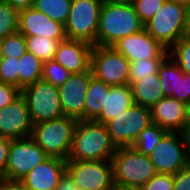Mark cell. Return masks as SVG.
<instances>
[{
  "label": "cell",
  "mask_w": 190,
  "mask_h": 190,
  "mask_svg": "<svg viewBox=\"0 0 190 190\" xmlns=\"http://www.w3.org/2000/svg\"><path fill=\"white\" fill-rule=\"evenodd\" d=\"M144 29L132 2L104 0L98 21L97 46H112L118 40Z\"/></svg>",
  "instance_id": "obj_1"
},
{
  "label": "cell",
  "mask_w": 190,
  "mask_h": 190,
  "mask_svg": "<svg viewBox=\"0 0 190 190\" xmlns=\"http://www.w3.org/2000/svg\"><path fill=\"white\" fill-rule=\"evenodd\" d=\"M116 149L103 123L78 120L67 160H112Z\"/></svg>",
  "instance_id": "obj_2"
},
{
  "label": "cell",
  "mask_w": 190,
  "mask_h": 190,
  "mask_svg": "<svg viewBox=\"0 0 190 190\" xmlns=\"http://www.w3.org/2000/svg\"><path fill=\"white\" fill-rule=\"evenodd\" d=\"M78 119L62 116L33 125L31 138L49 156L67 160Z\"/></svg>",
  "instance_id": "obj_3"
},
{
  "label": "cell",
  "mask_w": 190,
  "mask_h": 190,
  "mask_svg": "<svg viewBox=\"0 0 190 190\" xmlns=\"http://www.w3.org/2000/svg\"><path fill=\"white\" fill-rule=\"evenodd\" d=\"M187 9L184 4L166 0L144 28L149 35L169 50L183 37Z\"/></svg>",
  "instance_id": "obj_4"
},
{
  "label": "cell",
  "mask_w": 190,
  "mask_h": 190,
  "mask_svg": "<svg viewBox=\"0 0 190 190\" xmlns=\"http://www.w3.org/2000/svg\"><path fill=\"white\" fill-rule=\"evenodd\" d=\"M114 184L142 187L157 172L149 156L129 147H117L112 156Z\"/></svg>",
  "instance_id": "obj_5"
},
{
  "label": "cell",
  "mask_w": 190,
  "mask_h": 190,
  "mask_svg": "<svg viewBox=\"0 0 190 190\" xmlns=\"http://www.w3.org/2000/svg\"><path fill=\"white\" fill-rule=\"evenodd\" d=\"M21 96L26 101L33 124L63 116L58 87L43 79L25 86Z\"/></svg>",
  "instance_id": "obj_6"
},
{
  "label": "cell",
  "mask_w": 190,
  "mask_h": 190,
  "mask_svg": "<svg viewBox=\"0 0 190 190\" xmlns=\"http://www.w3.org/2000/svg\"><path fill=\"white\" fill-rule=\"evenodd\" d=\"M104 0H72L65 26L67 39L96 45L99 14Z\"/></svg>",
  "instance_id": "obj_7"
},
{
  "label": "cell",
  "mask_w": 190,
  "mask_h": 190,
  "mask_svg": "<svg viewBox=\"0 0 190 190\" xmlns=\"http://www.w3.org/2000/svg\"><path fill=\"white\" fill-rule=\"evenodd\" d=\"M66 174L80 190H112L114 185L111 160H66Z\"/></svg>",
  "instance_id": "obj_8"
},
{
  "label": "cell",
  "mask_w": 190,
  "mask_h": 190,
  "mask_svg": "<svg viewBox=\"0 0 190 190\" xmlns=\"http://www.w3.org/2000/svg\"><path fill=\"white\" fill-rule=\"evenodd\" d=\"M90 68L96 79L108 85L129 84L130 61L112 46L94 45Z\"/></svg>",
  "instance_id": "obj_9"
},
{
  "label": "cell",
  "mask_w": 190,
  "mask_h": 190,
  "mask_svg": "<svg viewBox=\"0 0 190 190\" xmlns=\"http://www.w3.org/2000/svg\"><path fill=\"white\" fill-rule=\"evenodd\" d=\"M152 123L148 107L133 104L104 125L116 147L132 146L139 133Z\"/></svg>",
  "instance_id": "obj_10"
},
{
  "label": "cell",
  "mask_w": 190,
  "mask_h": 190,
  "mask_svg": "<svg viewBox=\"0 0 190 190\" xmlns=\"http://www.w3.org/2000/svg\"><path fill=\"white\" fill-rule=\"evenodd\" d=\"M48 157L31 137L11 140L4 178L21 180Z\"/></svg>",
  "instance_id": "obj_11"
},
{
  "label": "cell",
  "mask_w": 190,
  "mask_h": 190,
  "mask_svg": "<svg viewBox=\"0 0 190 190\" xmlns=\"http://www.w3.org/2000/svg\"><path fill=\"white\" fill-rule=\"evenodd\" d=\"M157 174L175 175L189 162L190 156L177 132H167L149 155Z\"/></svg>",
  "instance_id": "obj_12"
},
{
  "label": "cell",
  "mask_w": 190,
  "mask_h": 190,
  "mask_svg": "<svg viewBox=\"0 0 190 190\" xmlns=\"http://www.w3.org/2000/svg\"><path fill=\"white\" fill-rule=\"evenodd\" d=\"M112 47L130 62L139 59H165L169 55L168 49L149 35L145 28L118 40Z\"/></svg>",
  "instance_id": "obj_13"
},
{
  "label": "cell",
  "mask_w": 190,
  "mask_h": 190,
  "mask_svg": "<svg viewBox=\"0 0 190 190\" xmlns=\"http://www.w3.org/2000/svg\"><path fill=\"white\" fill-rule=\"evenodd\" d=\"M91 68L82 73L71 74L67 81L58 87L63 116L84 120V104Z\"/></svg>",
  "instance_id": "obj_14"
},
{
  "label": "cell",
  "mask_w": 190,
  "mask_h": 190,
  "mask_svg": "<svg viewBox=\"0 0 190 190\" xmlns=\"http://www.w3.org/2000/svg\"><path fill=\"white\" fill-rule=\"evenodd\" d=\"M33 125L22 96L0 109V137L10 140L31 137Z\"/></svg>",
  "instance_id": "obj_15"
},
{
  "label": "cell",
  "mask_w": 190,
  "mask_h": 190,
  "mask_svg": "<svg viewBox=\"0 0 190 190\" xmlns=\"http://www.w3.org/2000/svg\"><path fill=\"white\" fill-rule=\"evenodd\" d=\"M18 32L24 36H43L66 40L65 26L53 21L46 14L29 7L19 10Z\"/></svg>",
  "instance_id": "obj_16"
},
{
  "label": "cell",
  "mask_w": 190,
  "mask_h": 190,
  "mask_svg": "<svg viewBox=\"0 0 190 190\" xmlns=\"http://www.w3.org/2000/svg\"><path fill=\"white\" fill-rule=\"evenodd\" d=\"M66 173V160L48 157L20 181L29 190H55Z\"/></svg>",
  "instance_id": "obj_17"
},
{
  "label": "cell",
  "mask_w": 190,
  "mask_h": 190,
  "mask_svg": "<svg viewBox=\"0 0 190 190\" xmlns=\"http://www.w3.org/2000/svg\"><path fill=\"white\" fill-rule=\"evenodd\" d=\"M165 97H172L190 107V75L184 73L178 64L167 56L158 72Z\"/></svg>",
  "instance_id": "obj_18"
},
{
  "label": "cell",
  "mask_w": 190,
  "mask_h": 190,
  "mask_svg": "<svg viewBox=\"0 0 190 190\" xmlns=\"http://www.w3.org/2000/svg\"><path fill=\"white\" fill-rule=\"evenodd\" d=\"M93 45L81 40L66 39L58 44L54 60L72 74L90 69Z\"/></svg>",
  "instance_id": "obj_19"
},
{
  "label": "cell",
  "mask_w": 190,
  "mask_h": 190,
  "mask_svg": "<svg viewBox=\"0 0 190 190\" xmlns=\"http://www.w3.org/2000/svg\"><path fill=\"white\" fill-rule=\"evenodd\" d=\"M152 123L167 132H177L186 121L190 107L175 98L164 97L150 108Z\"/></svg>",
  "instance_id": "obj_20"
},
{
  "label": "cell",
  "mask_w": 190,
  "mask_h": 190,
  "mask_svg": "<svg viewBox=\"0 0 190 190\" xmlns=\"http://www.w3.org/2000/svg\"><path fill=\"white\" fill-rule=\"evenodd\" d=\"M133 104L135 103L129 84L111 86L106 95L105 105L101 114L95 121L105 124Z\"/></svg>",
  "instance_id": "obj_21"
},
{
  "label": "cell",
  "mask_w": 190,
  "mask_h": 190,
  "mask_svg": "<svg viewBox=\"0 0 190 190\" xmlns=\"http://www.w3.org/2000/svg\"><path fill=\"white\" fill-rule=\"evenodd\" d=\"M134 103L150 108L165 97L164 89L158 73L146 77H140L139 81L129 83Z\"/></svg>",
  "instance_id": "obj_22"
},
{
  "label": "cell",
  "mask_w": 190,
  "mask_h": 190,
  "mask_svg": "<svg viewBox=\"0 0 190 190\" xmlns=\"http://www.w3.org/2000/svg\"><path fill=\"white\" fill-rule=\"evenodd\" d=\"M110 87L111 85L96 79L94 76L90 78L84 100V120H96L100 116Z\"/></svg>",
  "instance_id": "obj_23"
},
{
  "label": "cell",
  "mask_w": 190,
  "mask_h": 190,
  "mask_svg": "<svg viewBox=\"0 0 190 190\" xmlns=\"http://www.w3.org/2000/svg\"><path fill=\"white\" fill-rule=\"evenodd\" d=\"M19 73V89L36 82L41 79L43 62L39 60L34 54L26 51L18 62Z\"/></svg>",
  "instance_id": "obj_24"
},
{
  "label": "cell",
  "mask_w": 190,
  "mask_h": 190,
  "mask_svg": "<svg viewBox=\"0 0 190 190\" xmlns=\"http://www.w3.org/2000/svg\"><path fill=\"white\" fill-rule=\"evenodd\" d=\"M72 0H34L32 7L46 14L53 21L66 24Z\"/></svg>",
  "instance_id": "obj_25"
},
{
  "label": "cell",
  "mask_w": 190,
  "mask_h": 190,
  "mask_svg": "<svg viewBox=\"0 0 190 190\" xmlns=\"http://www.w3.org/2000/svg\"><path fill=\"white\" fill-rule=\"evenodd\" d=\"M27 51L42 62L54 59L58 44L64 40L50 39L43 36H24Z\"/></svg>",
  "instance_id": "obj_26"
},
{
  "label": "cell",
  "mask_w": 190,
  "mask_h": 190,
  "mask_svg": "<svg viewBox=\"0 0 190 190\" xmlns=\"http://www.w3.org/2000/svg\"><path fill=\"white\" fill-rule=\"evenodd\" d=\"M166 133L167 131L165 129L157 124L151 123L139 133L131 147L139 153L149 156Z\"/></svg>",
  "instance_id": "obj_27"
},
{
  "label": "cell",
  "mask_w": 190,
  "mask_h": 190,
  "mask_svg": "<svg viewBox=\"0 0 190 190\" xmlns=\"http://www.w3.org/2000/svg\"><path fill=\"white\" fill-rule=\"evenodd\" d=\"M19 11L4 0L0 1V38L18 32Z\"/></svg>",
  "instance_id": "obj_28"
},
{
  "label": "cell",
  "mask_w": 190,
  "mask_h": 190,
  "mask_svg": "<svg viewBox=\"0 0 190 190\" xmlns=\"http://www.w3.org/2000/svg\"><path fill=\"white\" fill-rule=\"evenodd\" d=\"M164 59H139L130 62L129 83H135L140 77L158 73Z\"/></svg>",
  "instance_id": "obj_29"
},
{
  "label": "cell",
  "mask_w": 190,
  "mask_h": 190,
  "mask_svg": "<svg viewBox=\"0 0 190 190\" xmlns=\"http://www.w3.org/2000/svg\"><path fill=\"white\" fill-rule=\"evenodd\" d=\"M72 73L54 59L43 62L41 79L59 87L63 85Z\"/></svg>",
  "instance_id": "obj_30"
},
{
  "label": "cell",
  "mask_w": 190,
  "mask_h": 190,
  "mask_svg": "<svg viewBox=\"0 0 190 190\" xmlns=\"http://www.w3.org/2000/svg\"><path fill=\"white\" fill-rule=\"evenodd\" d=\"M27 51L24 35L19 32L2 39L0 56L20 58Z\"/></svg>",
  "instance_id": "obj_31"
},
{
  "label": "cell",
  "mask_w": 190,
  "mask_h": 190,
  "mask_svg": "<svg viewBox=\"0 0 190 190\" xmlns=\"http://www.w3.org/2000/svg\"><path fill=\"white\" fill-rule=\"evenodd\" d=\"M168 53L180 69L190 75V39L185 37L180 38L168 50Z\"/></svg>",
  "instance_id": "obj_32"
},
{
  "label": "cell",
  "mask_w": 190,
  "mask_h": 190,
  "mask_svg": "<svg viewBox=\"0 0 190 190\" xmlns=\"http://www.w3.org/2000/svg\"><path fill=\"white\" fill-rule=\"evenodd\" d=\"M18 58L0 56V82L19 88Z\"/></svg>",
  "instance_id": "obj_33"
},
{
  "label": "cell",
  "mask_w": 190,
  "mask_h": 190,
  "mask_svg": "<svg viewBox=\"0 0 190 190\" xmlns=\"http://www.w3.org/2000/svg\"><path fill=\"white\" fill-rule=\"evenodd\" d=\"M166 0H132L136 14L145 25L162 7Z\"/></svg>",
  "instance_id": "obj_34"
},
{
  "label": "cell",
  "mask_w": 190,
  "mask_h": 190,
  "mask_svg": "<svg viewBox=\"0 0 190 190\" xmlns=\"http://www.w3.org/2000/svg\"><path fill=\"white\" fill-rule=\"evenodd\" d=\"M174 184V175L156 174L142 188L143 190H172Z\"/></svg>",
  "instance_id": "obj_35"
},
{
  "label": "cell",
  "mask_w": 190,
  "mask_h": 190,
  "mask_svg": "<svg viewBox=\"0 0 190 190\" xmlns=\"http://www.w3.org/2000/svg\"><path fill=\"white\" fill-rule=\"evenodd\" d=\"M21 96V89L18 87L0 82V109Z\"/></svg>",
  "instance_id": "obj_36"
},
{
  "label": "cell",
  "mask_w": 190,
  "mask_h": 190,
  "mask_svg": "<svg viewBox=\"0 0 190 190\" xmlns=\"http://www.w3.org/2000/svg\"><path fill=\"white\" fill-rule=\"evenodd\" d=\"M172 190H190V162L174 175Z\"/></svg>",
  "instance_id": "obj_37"
},
{
  "label": "cell",
  "mask_w": 190,
  "mask_h": 190,
  "mask_svg": "<svg viewBox=\"0 0 190 190\" xmlns=\"http://www.w3.org/2000/svg\"><path fill=\"white\" fill-rule=\"evenodd\" d=\"M10 139L0 137V178H4Z\"/></svg>",
  "instance_id": "obj_38"
},
{
  "label": "cell",
  "mask_w": 190,
  "mask_h": 190,
  "mask_svg": "<svg viewBox=\"0 0 190 190\" xmlns=\"http://www.w3.org/2000/svg\"><path fill=\"white\" fill-rule=\"evenodd\" d=\"M177 133L180 137L181 143L190 156V112L183 126L177 131Z\"/></svg>",
  "instance_id": "obj_39"
},
{
  "label": "cell",
  "mask_w": 190,
  "mask_h": 190,
  "mask_svg": "<svg viewBox=\"0 0 190 190\" xmlns=\"http://www.w3.org/2000/svg\"><path fill=\"white\" fill-rule=\"evenodd\" d=\"M0 190H29L20 180L0 178Z\"/></svg>",
  "instance_id": "obj_40"
},
{
  "label": "cell",
  "mask_w": 190,
  "mask_h": 190,
  "mask_svg": "<svg viewBox=\"0 0 190 190\" xmlns=\"http://www.w3.org/2000/svg\"><path fill=\"white\" fill-rule=\"evenodd\" d=\"M55 190H80L79 187L73 183V181L70 179V177L65 173V175L62 177L58 188Z\"/></svg>",
  "instance_id": "obj_41"
},
{
  "label": "cell",
  "mask_w": 190,
  "mask_h": 190,
  "mask_svg": "<svg viewBox=\"0 0 190 190\" xmlns=\"http://www.w3.org/2000/svg\"><path fill=\"white\" fill-rule=\"evenodd\" d=\"M9 3L13 8L19 10L32 7L34 0H4Z\"/></svg>",
  "instance_id": "obj_42"
},
{
  "label": "cell",
  "mask_w": 190,
  "mask_h": 190,
  "mask_svg": "<svg viewBox=\"0 0 190 190\" xmlns=\"http://www.w3.org/2000/svg\"><path fill=\"white\" fill-rule=\"evenodd\" d=\"M112 190H143V188L126 184H114Z\"/></svg>",
  "instance_id": "obj_43"
},
{
  "label": "cell",
  "mask_w": 190,
  "mask_h": 190,
  "mask_svg": "<svg viewBox=\"0 0 190 190\" xmlns=\"http://www.w3.org/2000/svg\"><path fill=\"white\" fill-rule=\"evenodd\" d=\"M183 37L190 39V7L187 9Z\"/></svg>",
  "instance_id": "obj_44"
},
{
  "label": "cell",
  "mask_w": 190,
  "mask_h": 190,
  "mask_svg": "<svg viewBox=\"0 0 190 190\" xmlns=\"http://www.w3.org/2000/svg\"><path fill=\"white\" fill-rule=\"evenodd\" d=\"M170 1L181 3V4L186 5L187 7H190V0H170Z\"/></svg>",
  "instance_id": "obj_45"
},
{
  "label": "cell",
  "mask_w": 190,
  "mask_h": 190,
  "mask_svg": "<svg viewBox=\"0 0 190 190\" xmlns=\"http://www.w3.org/2000/svg\"><path fill=\"white\" fill-rule=\"evenodd\" d=\"M112 2H132V0H108Z\"/></svg>",
  "instance_id": "obj_46"
},
{
  "label": "cell",
  "mask_w": 190,
  "mask_h": 190,
  "mask_svg": "<svg viewBox=\"0 0 190 190\" xmlns=\"http://www.w3.org/2000/svg\"><path fill=\"white\" fill-rule=\"evenodd\" d=\"M1 43H2V38H0V54H1Z\"/></svg>",
  "instance_id": "obj_47"
}]
</instances>
